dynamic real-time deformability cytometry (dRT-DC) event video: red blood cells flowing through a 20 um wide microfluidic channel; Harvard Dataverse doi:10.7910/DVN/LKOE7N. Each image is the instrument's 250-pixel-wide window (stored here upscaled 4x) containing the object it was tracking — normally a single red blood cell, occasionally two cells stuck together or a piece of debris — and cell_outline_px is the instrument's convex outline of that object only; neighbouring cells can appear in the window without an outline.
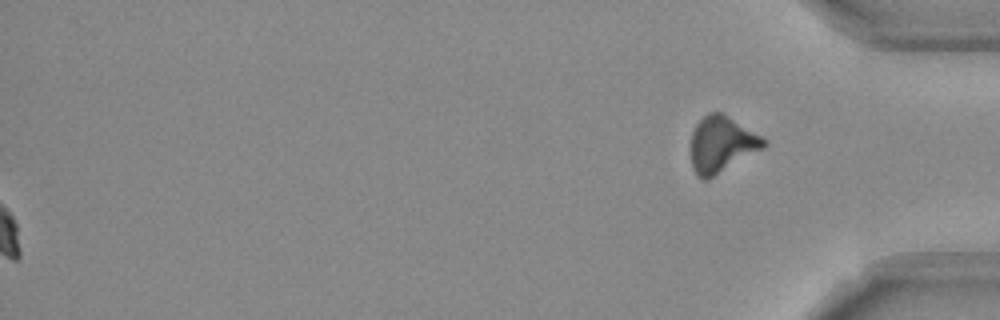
{"species": "Egyptian fruit bat (a non-hibernating species)", "species_latin": "Rousettus aegyptiacus", "temperature_condition": "room temperature", "stored_images_in_passage": 55, "segment_of_instrument_passage": [2, 2], "camera_frame_rate_fps": 3000, "um_per_image_px": 0.085, "frame": {"image": 1, "passage_image": 55, "time_ms": 18.0, "image_size_px": [1000, 320], "cell_outline_px": [[768, 144], [708, 180], [704, 180], [696, 176], [692, 168], [692, 132], [696, 124], [708, 112], [720, 112], [768, 140]], "centroid_in_image_um": [61.31, 12.28], "position_along_channel_um": 373.9, "area_um2": 23.35}}